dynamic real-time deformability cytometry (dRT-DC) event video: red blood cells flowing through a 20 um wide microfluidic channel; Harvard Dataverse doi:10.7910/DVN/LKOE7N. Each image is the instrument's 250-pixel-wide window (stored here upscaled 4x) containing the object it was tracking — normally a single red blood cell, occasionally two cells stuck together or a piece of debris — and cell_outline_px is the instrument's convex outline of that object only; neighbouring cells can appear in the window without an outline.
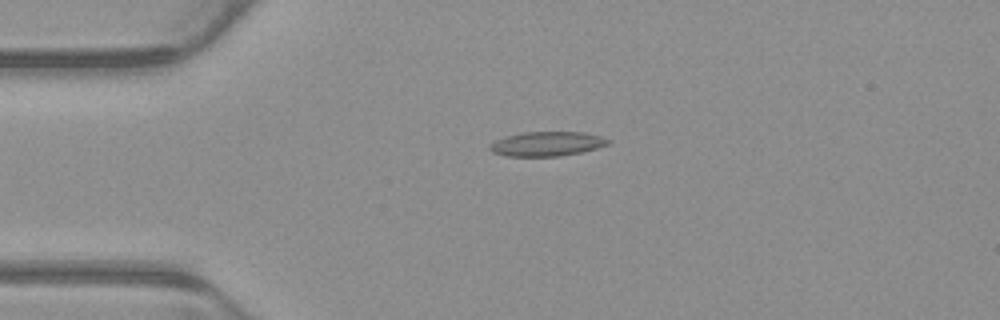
{"species": "common noctule bat (a hibernating species)", "species_latin": "Nyctalus noctula", "temperature_condition": "warm", "stored_images_in_passage": 3, "camera_frame_rate_fps": 3000, "um_per_image_px": 0.085, "animal": {"sex": "male", "body_mass_g": 23.1, "forearm_length_mm": 52.7}, "frame": {"image": 1, "passage_image": 2, "time_ms": 0.333, "image_size_px": [1000, 320], "cell_outline_px": [[612, 140], [608, 144], [596, 148], [580, 152], [560, 156], [508, 156], [492, 152], [488, 148], [488, 144], [504, 136], [524, 132], [584, 132], [600, 136]], "centroid_in_image_um": [46.46, 12.22], "position_along_channel_um": 38.5, "area_um2": 16.88}}